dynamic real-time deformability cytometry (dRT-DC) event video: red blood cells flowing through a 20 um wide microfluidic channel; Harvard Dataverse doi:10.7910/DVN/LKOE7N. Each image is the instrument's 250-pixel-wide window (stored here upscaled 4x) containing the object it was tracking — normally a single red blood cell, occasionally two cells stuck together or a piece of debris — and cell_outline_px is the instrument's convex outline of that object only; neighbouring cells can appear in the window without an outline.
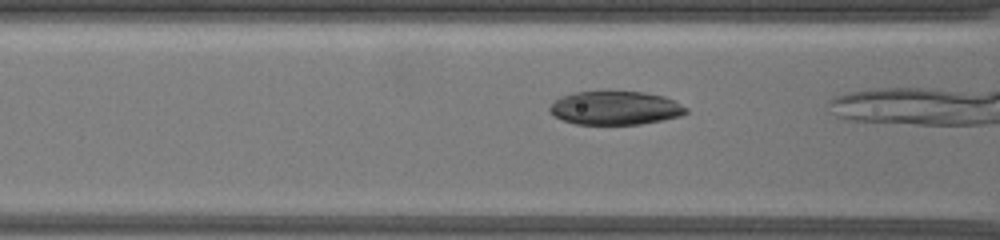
{"species": "common noctule bat (a hibernating species)", "species_latin": "Nyctalus noctula", "temperature_condition": "warm", "stored_images_in_passage": 6, "camera_frame_rate_fps": 3000, "um_per_image_px": 0.085, "animal": {"sex": "female", "body_mass_g": 19.5, "forearm_length_mm": 54.1}, "frame": {"image": 1, "passage_image": 4, "time_ms": 1.0, "image_size_px": [1000, 240], "cell_outline_px": [[688, 112], [680, 116], [640, 124], [576, 124], [564, 120], [548, 112], [548, 108], [560, 96], [576, 92], [608, 88], [644, 92], [664, 96], [688, 108]], "centroid_in_image_um": [52.27, 9.13], "position_along_channel_um": 114.3, "area_um2": 27.4}}